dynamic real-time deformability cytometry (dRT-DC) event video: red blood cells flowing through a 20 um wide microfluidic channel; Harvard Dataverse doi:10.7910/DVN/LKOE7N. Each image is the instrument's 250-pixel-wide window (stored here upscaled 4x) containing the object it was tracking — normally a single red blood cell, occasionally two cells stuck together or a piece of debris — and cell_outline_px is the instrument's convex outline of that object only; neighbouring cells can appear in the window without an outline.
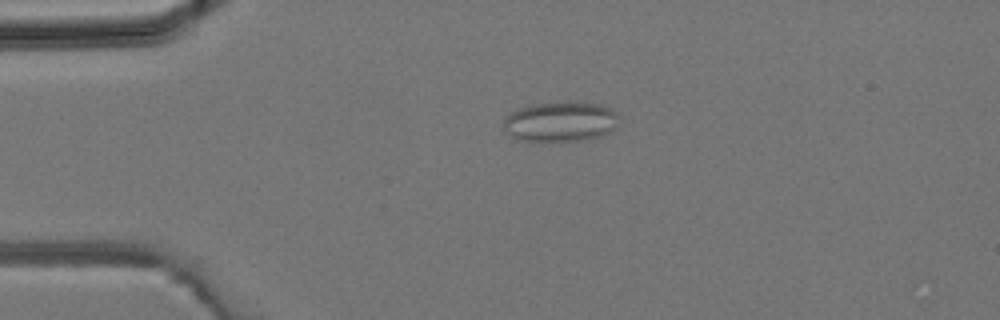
{"species": "common noctule bat (a hibernating species)", "species_latin": "Nyctalus noctula", "temperature_condition": "room temperature", "stored_images_in_passage": 42, "camera_frame_rate_fps": 3000, "um_per_image_px": 0.085, "animal": {"sex": "male", "body_mass_g": 19.2, "forearm_length_mm": 51.8}, "frame": {"image": 1, "passage_image": 10, "time_ms": 3.0, "image_size_px": [1000, 320], "cell_outline_px": [[620, 116], [616, 128], [612, 132], [604, 136], [592, 140], [544, 144], [540, 144], [520, 140], [504, 132], [504, 120], [512, 112], [528, 104], [568, 100], [600, 104], [612, 108], [620, 112]], "centroid_in_image_um": [47.71, 10.37], "position_along_channel_um": 37.3, "area_um2": 28.84}}
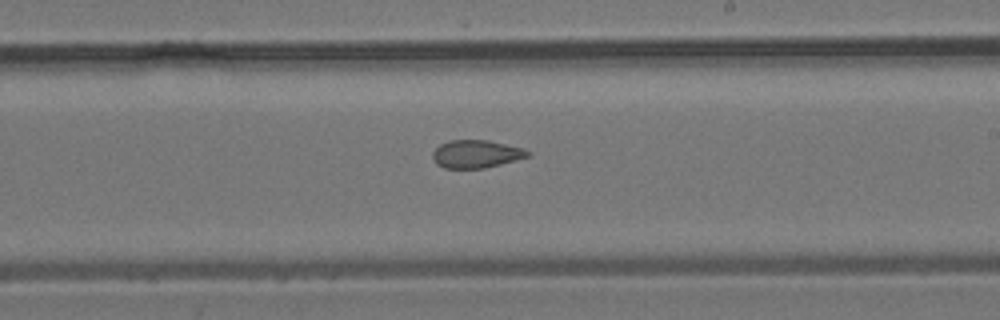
{"frame": {"image": 2, "passage_image": 25, "time_ms": 8.0, "image_size_px": [1000, 320], "cell_outline_px": [[532, 156], [484, 168], [444, 168], [436, 164], [432, 156], [432, 152], [440, 144], [448, 140], [488, 140], [524, 148], [532, 152]], "centroid_in_image_um": [40.5, 13.08], "position_along_channel_um": 248.5, "area_um2": 15.61}}
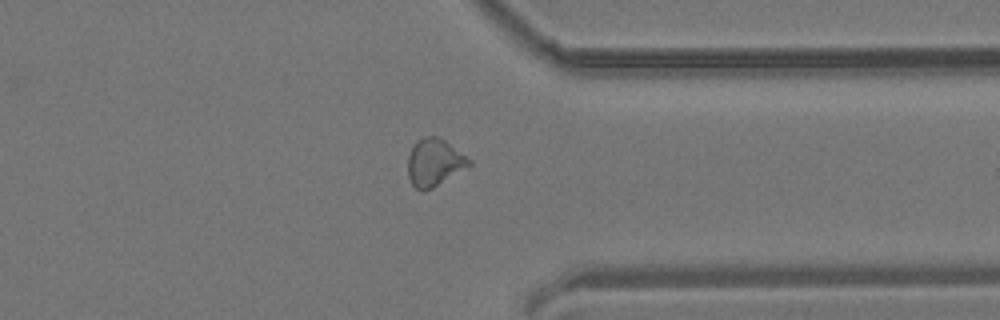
{"frame": {"image": 3, "passage_image": 33, "time_ms": 10.667, "image_size_px": [1000, 320], "cell_outline_px": [[472, 164], [432, 188], [424, 192], [420, 192], [412, 184], [408, 176], [408, 156], [416, 140], [424, 136], [436, 136], [444, 140], [472, 160]], "centroid_in_image_um": [36.9, 13.81], "position_along_channel_um": 374.5, "area_um2": 16.82}}